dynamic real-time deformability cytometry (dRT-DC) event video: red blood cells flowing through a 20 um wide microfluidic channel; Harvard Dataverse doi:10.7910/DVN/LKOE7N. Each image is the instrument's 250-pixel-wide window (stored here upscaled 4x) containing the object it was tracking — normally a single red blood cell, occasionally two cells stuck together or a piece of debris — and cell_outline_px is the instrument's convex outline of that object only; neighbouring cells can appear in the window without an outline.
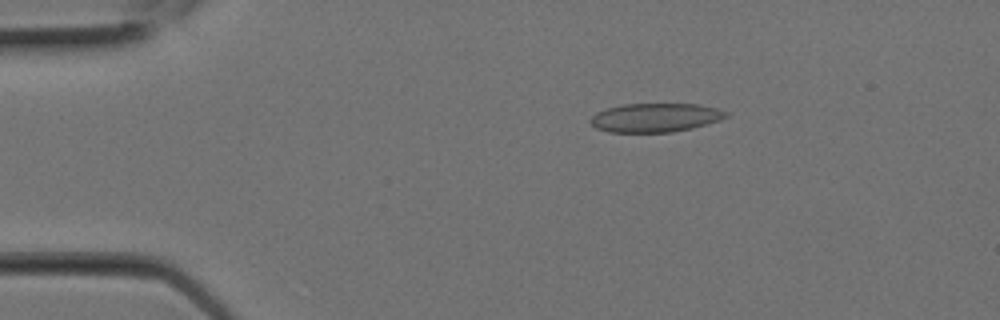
{"species": "Egyptian fruit bat (a non-hibernating species)", "species_latin": "Rousettus aegyptiacus", "temperature_condition": "room temperature", "stored_images_in_passage": 8, "camera_frame_rate_fps": 3000, "um_per_image_px": 0.085, "animal": {"sex": "female"}, "frame": {"image": 1, "passage_image": 4, "time_ms": 1.0, "image_size_px": [1000, 320], "cell_outline_px": [[728, 116], [720, 120], [692, 128], [672, 132], [608, 132], [596, 128], [588, 120], [596, 112], [608, 108], [624, 104], [696, 104], [716, 108], [728, 112]], "centroid_in_image_um": [55.69, 10.0], "position_along_channel_um": 29.3, "area_um2": 22.72}}
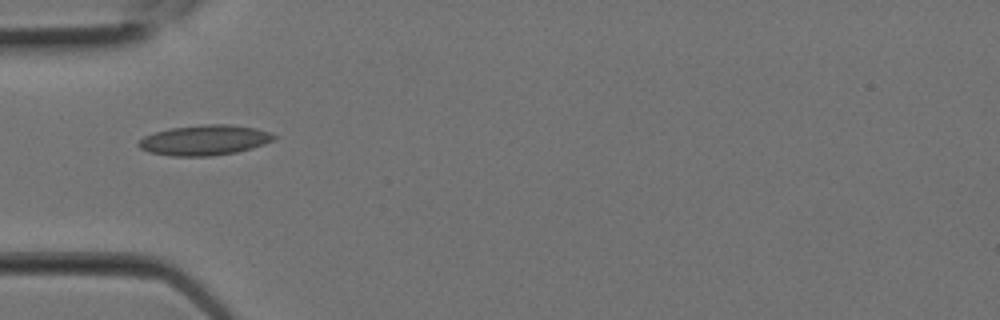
{"frame": {"image": 2, "passage_image": 7, "time_ms": 2.0, "image_size_px": [1000, 320], "cell_outline_px": [[276, 136], [272, 140], [264, 144], [252, 148], [236, 152], [212, 156], [172, 156], [148, 152], [140, 148], [136, 144], [144, 136], [168, 128], [200, 124], [232, 124], [256, 128], [268, 132]], "centroid_in_image_um": [17.36, 11.9], "position_along_channel_um": 67.6, "area_um2": 23.93}}